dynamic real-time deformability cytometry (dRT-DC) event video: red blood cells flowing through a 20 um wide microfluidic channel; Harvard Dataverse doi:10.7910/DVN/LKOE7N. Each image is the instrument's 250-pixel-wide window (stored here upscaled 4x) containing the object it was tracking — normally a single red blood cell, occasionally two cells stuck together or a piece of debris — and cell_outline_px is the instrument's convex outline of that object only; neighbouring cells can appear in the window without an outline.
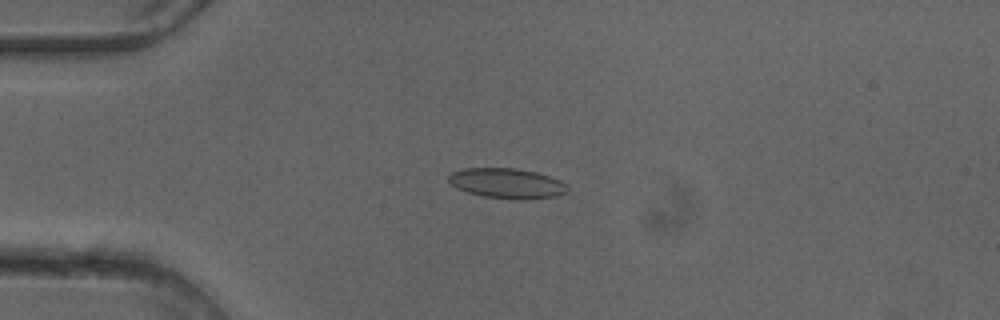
{"species": "common noctule bat (a hibernating species)", "species_latin": "Nyctalus noctula", "temperature_condition": "cold", "stored_images_in_passage": 37, "camera_frame_rate_fps": 3000, "um_per_image_px": 0.085, "animal": {"sex": "female"}, "frame": {"image": 1, "passage_image": 4, "time_ms": 1.0, "image_size_px": [1000, 320], "cell_outline_px": [[568, 192], [556, 196], [528, 200], [520, 200], [484, 196], [468, 192], [456, 188], [448, 180], [448, 176], [452, 172], [464, 168], [516, 168], [536, 172], [560, 180], [568, 184]], "centroid_in_image_um": [43.13, 15.59], "position_along_channel_um": 41.9, "area_um2": 20.98}}
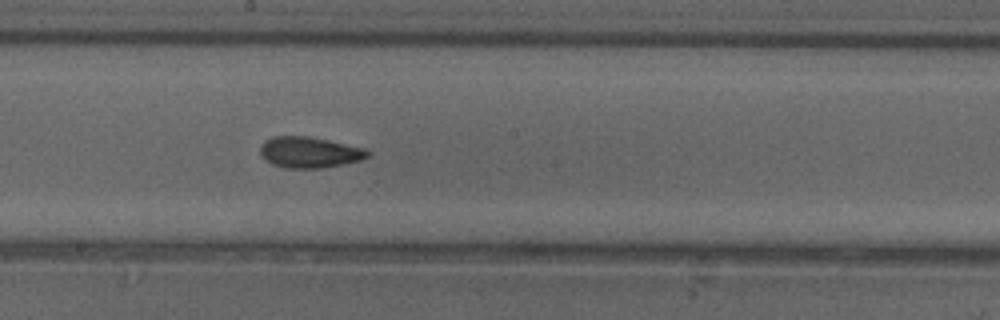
{"frame": {"image": 2, "passage_image": 19, "time_ms": 6.0, "image_size_px": [1000, 320], "cell_outline_px": [[368, 156], [360, 160], [320, 168], [284, 168], [272, 164], [264, 160], [260, 152], [260, 144], [264, 140], [272, 136], [308, 136], [328, 140], [364, 148], [368, 152]], "centroid_in_image_um": [26.22, 12.94], "position_along_channel_um": 222.0, "area_um2": 19.31}}
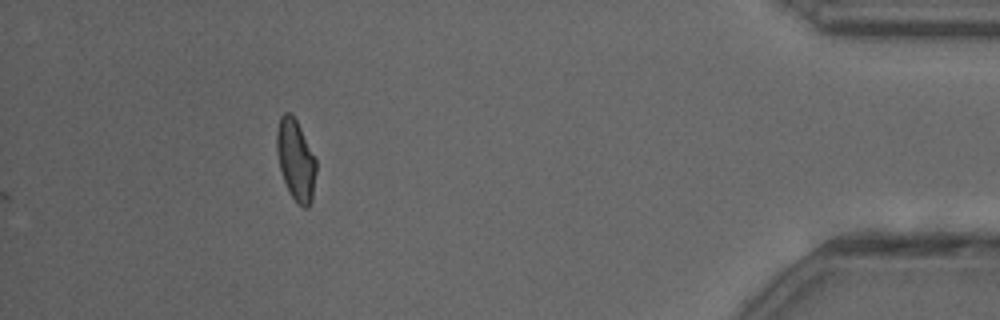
{"frame": {"image": 3, "passage_image": 37, "time_ms": 12.0, "image_size_px": [1000, 320], "cell_outline_px": [[316, 172], [312, 200], [308, 208], [304, 208], [296, 204], [288, 192], [280, 168], [276, 152], [276, 132], [280, 116], [284, 112], [292, 112], [316, 160]], "centroid_in_image_um": [25.12, 13.63], "position_along_channel_um": 410.1, "area_um2": 18.73}, "authors_computed_cell_mechanics": {"area_um2": 19.074, "velocity_mm_per_s": 4.1002, "shape_relaxation_time_tau1_ms": null, "shape_relaxation_time_tau2_ms": 3.4188, "deformation_change_tau1": null, "deformation_change_tau2": 0.0877}}